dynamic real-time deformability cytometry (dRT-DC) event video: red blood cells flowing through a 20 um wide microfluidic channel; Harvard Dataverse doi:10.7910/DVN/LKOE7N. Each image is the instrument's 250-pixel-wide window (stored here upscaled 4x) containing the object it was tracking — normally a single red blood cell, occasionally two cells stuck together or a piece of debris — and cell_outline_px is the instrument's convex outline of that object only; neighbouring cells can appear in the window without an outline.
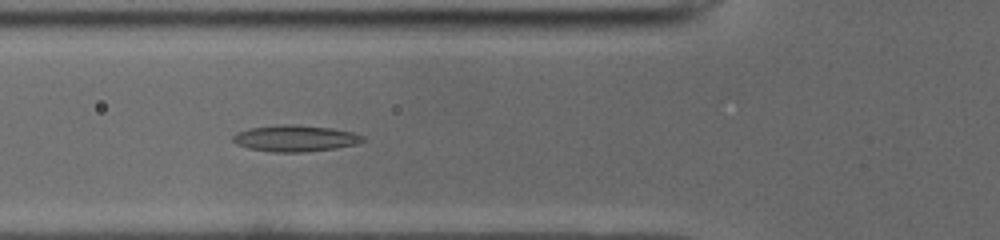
{"species": "common noctule bat (a hibernating species)", "species_latin": "Nyctalus noctula", "temperature_condition": "cold", "stored_images_in_passage": 44, "camera_frame_rate_fps": 3000, "um_per_image_px": 0.085, "animal": {"sex": "male", "body_mass_g": 19.0, "forearm_length_mm": 50.8}, "frame": {"image": 1, "passage_image": 16, "time_ms": 5.0, "image_size_px": [1000, 240], "cell_outline_px": [[364, 140], [356, 144], [336, 148], [304, 152], [272, 152], [248, 148], [236, 144], [232, 140], [232, 136], [236, 132], [248, 128], [284, 124], [292, 124], [332, 128], [352, 132], [364, 136]], "centroid_in_image_um": [25.06, 11.76], "position_along_channel_um": 100.7, "area_um2": 20.0}}
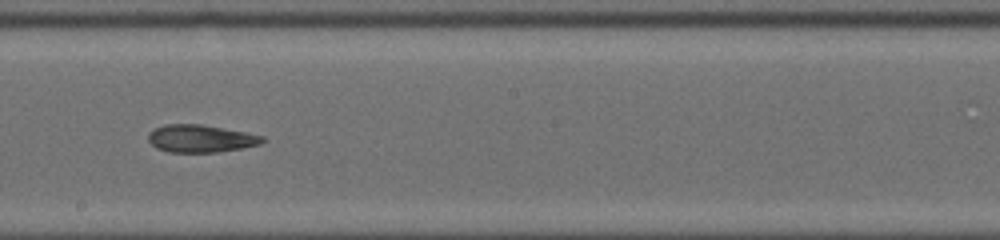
{"frame": {"image": 2, "passage_image": 26, "time_ms": 8.333, "image_size_px": [1000, 240], "cell_outline_px": [[264, 140], [260, 144], [240, 148], [216, 152], [168, 152], [156, 148], [148, 140], [148, 132], [164, 124], [200, 124], [244, 132], [264, 136]], "centroid_in_image_um": [17.01, 11.77], "position_along_channel_um": 231.2, "area_um2": 18.15}}
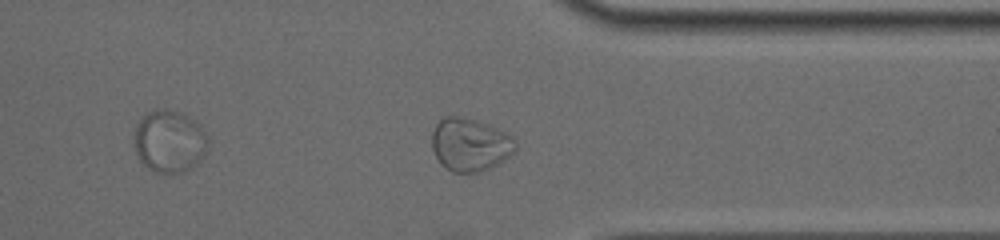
{"frame": {"image": 3, "passage_image": 37, "time_ms": 12.0, "image_size_px": [1000, 240], "cell_outline_px": [[516, 152], [496, 164], [480, 172], [452, 172], [444, 168], [440, 164], [432, 148], [432, 132], [436, 124], [444, 116], [460, 116], [476, 120], [496, 128], [512, 136], [516, 144]], "centroid_in_image_um": [39.93, 12.29], "position_along_channel_um": 371.5, "area_um2": 25.78}, "authors_computed_cell_mechanics": {"area_um2": 20.808, "velocity_mm_per_s": 3.9198, "shape_relaxation_time_tau1_ms": null, "shape_relaxation_time_tau2_ms": 2.4104, "deformation_change_tau1": null, "deformation_change_tau2": 0.0935}}